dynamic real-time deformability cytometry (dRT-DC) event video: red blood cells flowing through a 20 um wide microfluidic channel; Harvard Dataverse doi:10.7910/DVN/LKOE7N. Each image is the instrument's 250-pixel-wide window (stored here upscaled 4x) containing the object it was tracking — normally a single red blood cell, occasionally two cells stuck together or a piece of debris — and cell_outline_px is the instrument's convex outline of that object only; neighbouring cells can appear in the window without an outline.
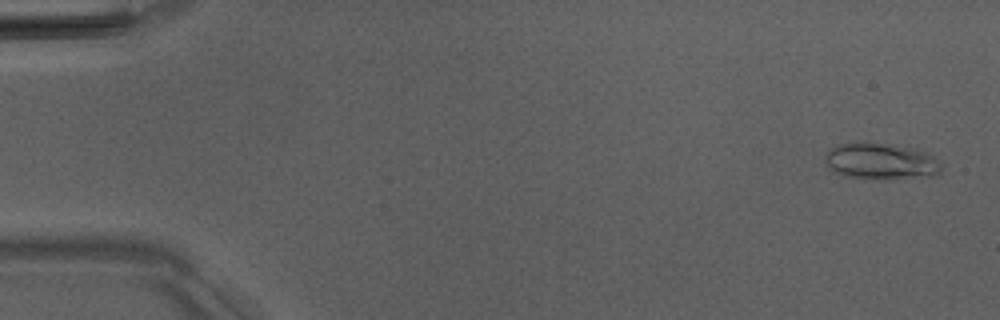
{"species": "Egyptian fruit bat (a non-hibernating species)", "species_latin": "Rousettus aegyptiacus", "temperature_condition": "room temperature", "stored_images_in_passage": 51, "camera_frame_rate_fps": 3000, "um_per_image_px": 0.085, "animal": {"sex": "male"}, "frame": {"image": 1, "passage_image": 2, "time_ms": 0.333, "image_size_px": [1000, 320], "cell_outline_px": [[940, 172], [932, 176], [892, 180], [888, 180], [848, 176], [836, 172], [824, 164], [824, 156], [828, 148], [840, 144], [888, 144], [912, 148], [928, 152], [940, 164]], "centroid_in_image_um": [74.87, 13.74], "position_along_channel_um": 10.1, "area_um2": 24.45}}
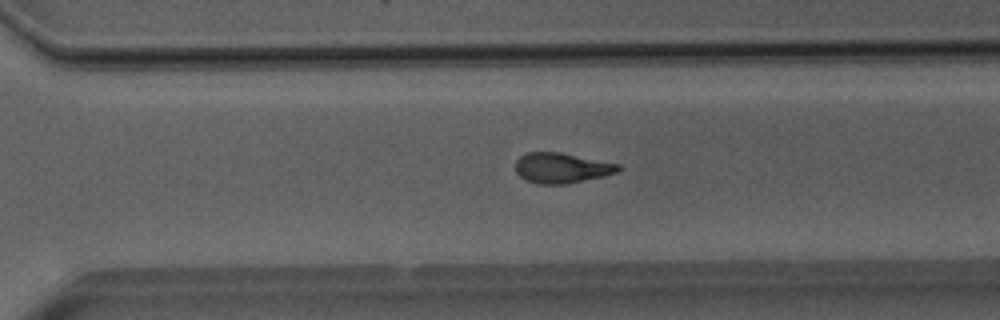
{"frame": {"image": 2, "passage_image": 36, "time_ms": 11.667, "image_size_px": [1000, 320], "cell_outline_px": [[624, 168], [620, 172], [604, 176], [564, 184], [536, 184], [524, 180], [516, 172], [516, 160], [520, 156], [528, 152], [560, 152], [620, 164]], "centroid_in_image_um": [47.76, 14.28], "position_along_channel_um": 322.8, "area_um2": 18.32}}
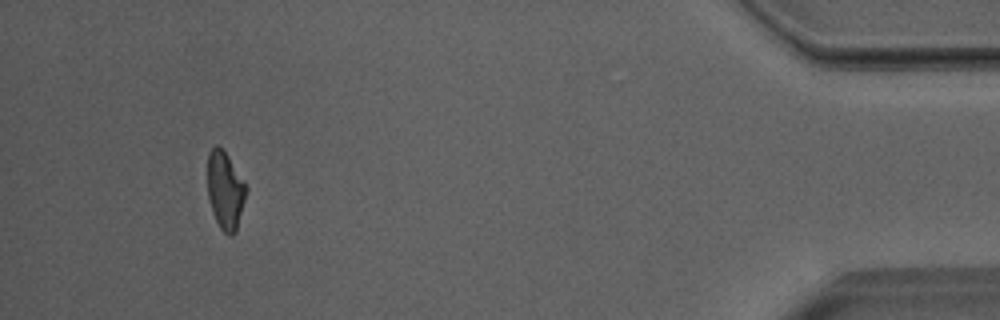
{"frame": {"image": 3, "passage_image": 48, "time_ms": 15.667, "image_size_px": [1000, 320], "cell_outline_px": [[248, 188], [236, 232], [232, 236], [228, 236], [220, 228], [212, 212], [208, 196], [208, 152], [216, 144], [228, 156]], "centroid_in_image_um": [19.15, 16.21], "position_along_channel_um": 416.1, "area_um2": 17.4}, "authors_computed_cell_mechanics": {"area_um2": 18.6116, "velocity_mm_per_s": 4.0232, "shape_relaxation_time_tau1_ms": 7.7111, "shape_relaxation_time_tau2_ms": 2.7547, "deformation_change_tau1": 0.2224, "deformation_change_tau2": 0.1168}}